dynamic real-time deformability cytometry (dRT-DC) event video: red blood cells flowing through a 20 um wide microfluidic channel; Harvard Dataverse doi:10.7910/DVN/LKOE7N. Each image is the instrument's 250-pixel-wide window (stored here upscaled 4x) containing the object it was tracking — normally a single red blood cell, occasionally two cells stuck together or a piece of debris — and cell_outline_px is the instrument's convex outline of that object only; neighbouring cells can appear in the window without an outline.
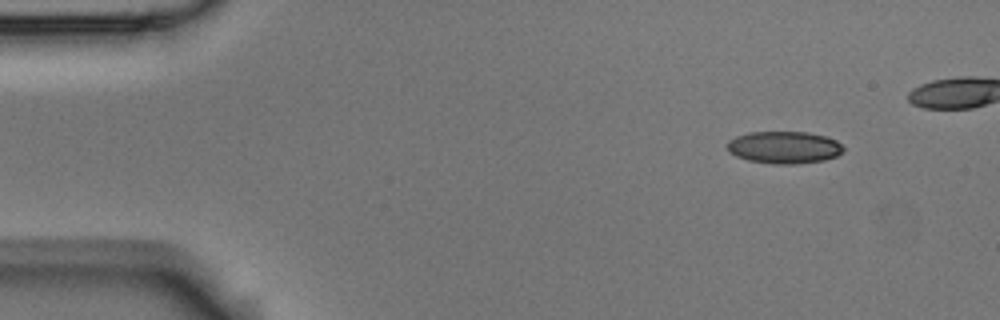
{"species": "Egyptian fruit bat (a non-hibernating species)", "species_latin": "Rousettus aegyptiacus", "temperature_condition": "room temperature", "stored_images_in_passage": 4, "camera_frame_rate_fps": 3000, "um_per_image_px": 0.085, "animal": {"sex": "male"}, "frame": {"image": 1, "passage_image": 1, "time_ms": 0.0, "image_size_px": [1000, 320], "cell_outline_px": [[844, 152], [836, 156], [824, 160], [796, 164], [772, 164], [748, 160], [736, 156], [728, 152], [728, 140], [736, 136], [748, 132], [808, 132], [824, 136], [836, 140], [844, 148]], "centroid_in_image_um": [66.64, 12.53], "position_along_channel_um": 18.4, "area_um2": 21.91}}